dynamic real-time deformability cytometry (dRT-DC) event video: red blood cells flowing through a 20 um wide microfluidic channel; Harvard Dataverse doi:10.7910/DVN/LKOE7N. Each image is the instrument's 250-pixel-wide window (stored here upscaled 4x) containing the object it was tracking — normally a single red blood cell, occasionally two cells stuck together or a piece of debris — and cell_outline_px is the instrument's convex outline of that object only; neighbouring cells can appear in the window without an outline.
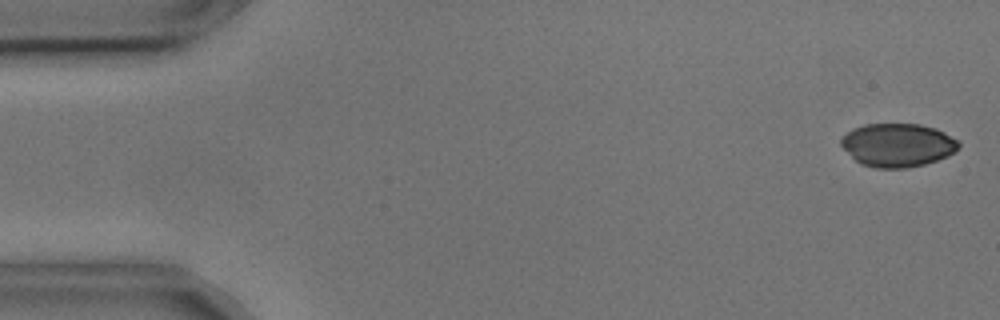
{"species": "common noctule bat (a hibernating species)", "species_latin": "Nyctalus noctula", "temperature_condition": "cold", "stored_images_in_passage": 2, "camera_frame_rate_fps": 3000, "um_per_image_px": 0.085, "animal": {"sex": "male", "body_mass_g": 17.9, "forearm_length_mm": 54.2}, "frame": {"image": 1, "passage_image": 2, "time_ms": 0.333, "image_size_px": [1000, 320], "cell_outline_px": [[960, 144], [956, 152], [948, 156], [924, 164], [904, 168], [876, 168], [860, 164], [840, 144], [840, 140], [852, 128], [864, 124], [920, 124], [936, 128], [960, 140]], "centroid_in_image_um": [76.33, 12.32], "position_along_channel_um": 8.7, "area_um2": 29.82}}